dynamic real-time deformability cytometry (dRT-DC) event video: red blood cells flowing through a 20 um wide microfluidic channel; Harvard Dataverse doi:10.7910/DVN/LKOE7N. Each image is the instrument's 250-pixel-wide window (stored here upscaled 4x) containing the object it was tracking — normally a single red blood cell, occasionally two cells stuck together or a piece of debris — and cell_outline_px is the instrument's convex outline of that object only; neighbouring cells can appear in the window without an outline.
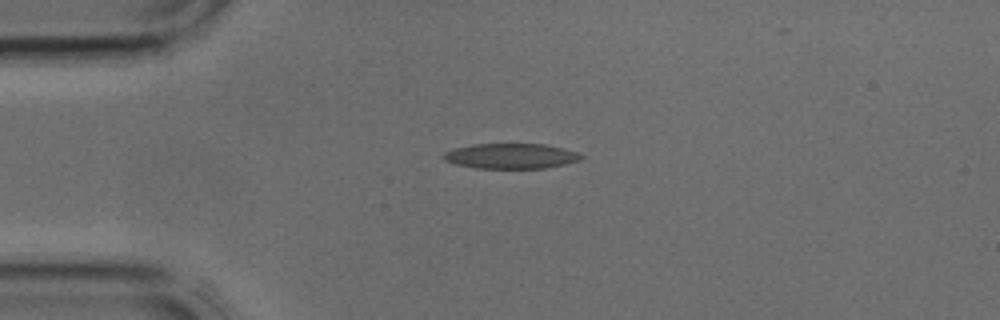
{"species": "common noctule bat (a hibernating species)", "species_latin": "Nyctalus noctula", "temperature_condition": "cold", "stored_images_in_passage": 3, "camera_frame_rate_fps": 3000, "um_per_image_px": 0.085, "animal": {"sex": "male", "body_mass_g": 17.9, "forearm_length_mm": 54.2}, "frame": {"image": 1, "passage_image": 3, "time_ms": 0.667, "image_size_px": [1000, 320], "cell_outline_px": [[584, 156], [580, 160], [564, 164], [544, 168], [476, 168], [456, 164], [444, 160], [440, 156], [444, 152], [456, 148], [472, 144], [544, 144], [576, 152]], "centroid_in_image_um": [43.38, 13.26], "position_along_channel_um": 41.6, "area_um2": 20.06}}